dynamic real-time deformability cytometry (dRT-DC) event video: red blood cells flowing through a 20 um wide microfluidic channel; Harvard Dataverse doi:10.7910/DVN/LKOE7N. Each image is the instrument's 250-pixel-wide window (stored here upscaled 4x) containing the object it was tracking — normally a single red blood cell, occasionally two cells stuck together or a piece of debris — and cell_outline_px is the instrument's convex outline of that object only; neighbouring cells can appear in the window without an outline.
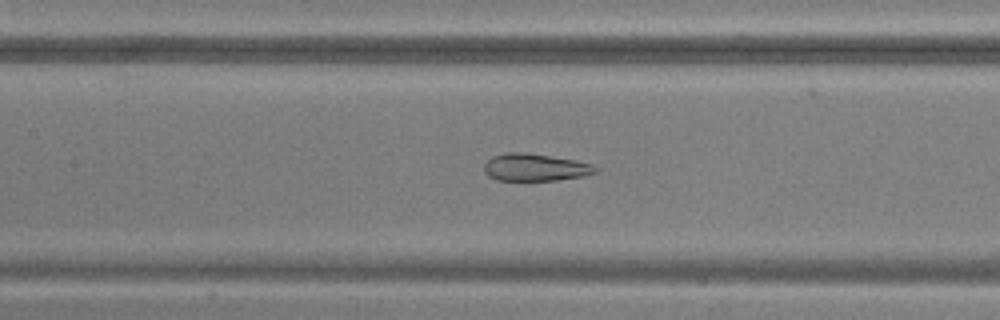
{"species": "common noctule bat (a hibernating species)", "species_latin": "Nyctalus noctula", "temperature_condition": "warm", "stored_images_in_passage": 45, "camera_frame_rate_fps": 3000, "um_per_image_px": 0.085, "animal": {"sex": "male", "body_mass_g": 20.5, "forearm_length_mm": 52.5}, "frame": {"image": 1, "passage_image": 18, "time_ms": 5.667, "image_size_px": [1000, 320], "cell_outline_px": [[596, 172], [584, 176], [556, 180], [496, 180], [488, 176], [484, 172], [484, 164], [492, 156], [504, 152], [524, 152], [576, 160], [592, 164], [596, 168]], "centroid_in_image_um": [45.45, 14.22], "position_along_channel_um": 162.0, "area_um2": 17.74}}
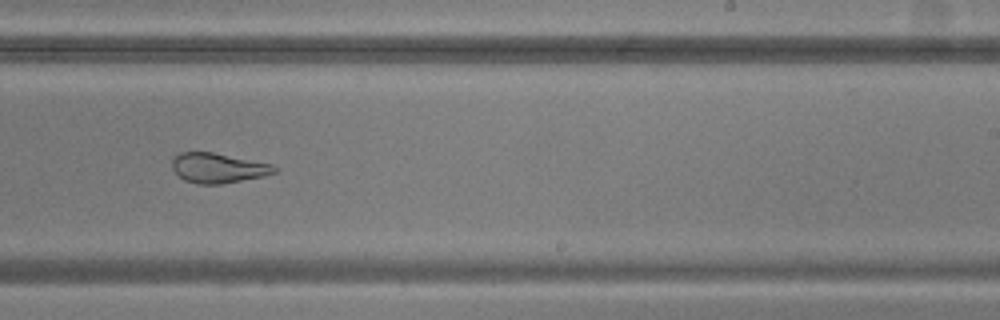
{"frame": {"image": 2, "passage_image": 26, "time_ms": 8.333, "image_size_px": [1000, 320], "cell_outline_px": [[276, 172], [264, 176], [220, 184], [196, 184], [184, 180], [172, 168], [172, 156], [180, 152], [212, 152], [272, 164], [276, 168]], "centroid_in_image_um": [18.5, 14.27], "position_along_channel_um": 270.5, "area_um2": 17.74}}
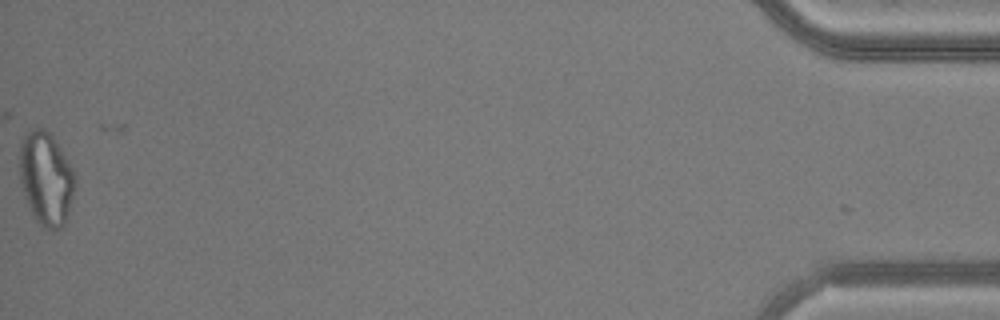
{"frame": {"image": 3, "passage_image": 45, "time_ms": 14.667, "image_size_px": [1000, 320], "cell_outline_px": [[76, 180], [64, 228], [44, 228], [36, 220], [28, 204], [20, 180], [20, 140], [28, 132], [36, 128], [44, 128], [52, 136], [72, 168], [76, 176]], "centroid_in_image_um": [3.91, 15.17], "position_along_channel_um": 431.3, "area_um2": 29.59}}